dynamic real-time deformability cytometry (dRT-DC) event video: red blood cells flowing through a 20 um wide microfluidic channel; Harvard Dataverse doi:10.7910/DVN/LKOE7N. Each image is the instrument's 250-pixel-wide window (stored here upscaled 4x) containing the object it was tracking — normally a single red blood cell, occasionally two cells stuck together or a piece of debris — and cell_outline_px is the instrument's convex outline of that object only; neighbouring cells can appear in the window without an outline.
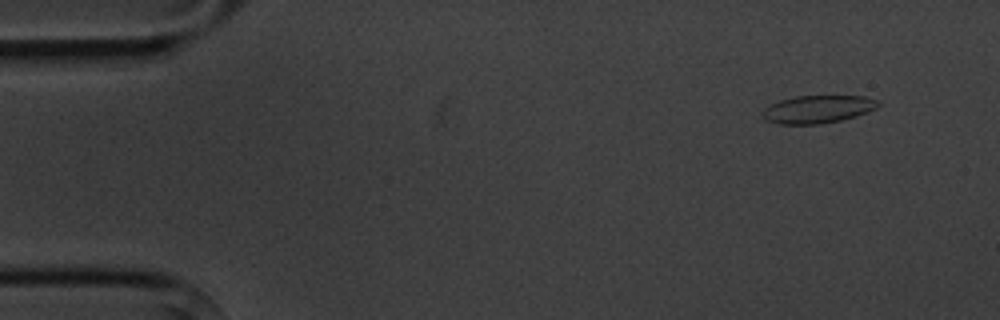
{"species": "common noctule bat (a hibernating species)", "species_latin": "Nyctalus noctula", "temperature_condition": "cold", "stored_images_in_passage": 4, "camera_frame_rate_fps": 3000, "um_per_image_px": 0.085, "animal": {"sex": "male", "body_mass_g": 20.1, "forearm_length_mm": 53.5}, "frame": {"image": 1, "passage_image": 2, "time_ms": 1.0, "image_size_px": [1000, 320], "cell_outline_px": [[880, 104], [876, 108], [856, 116], [840, 120], [820, 124], [780, 124], [764, 120], [760, 112], [764, 108], [780, 100], [796, 96], [864, 96], [876, 100]], "centroid_in_image_um": [69.46, 9.29], "position_along_channel_um": 15.5, "area_um2": 18.67}}